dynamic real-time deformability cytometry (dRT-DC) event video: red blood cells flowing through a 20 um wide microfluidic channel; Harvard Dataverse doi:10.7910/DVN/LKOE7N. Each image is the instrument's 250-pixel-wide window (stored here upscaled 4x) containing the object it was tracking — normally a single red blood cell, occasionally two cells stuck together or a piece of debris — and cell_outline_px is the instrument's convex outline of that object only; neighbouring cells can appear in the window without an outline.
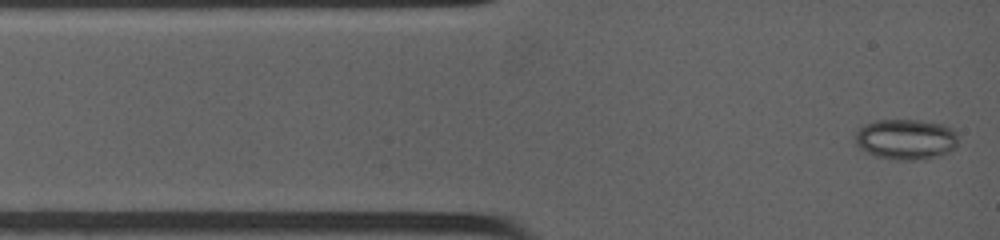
{"species": "common noctule bat (a hibernating species)", "species_latin": "Nyctalus noctula", "temperature_condition": "warm", "stored_images_in_passage": 6, "camera_frame_rate_fps": 4500, "um_per_image_px": 0.085, "animal": {"sex": "female", "body_mass_g": 19.0, "forearm_length_mm": 53.3}, "frame": {"image": 1, "passage_image": 1, "time_ms": 0.0, "image_size_px": [1000, 240], "cell_outline_px": [[956, 148], [948, 152], [924, 160], [896, 160], [876, 156], [860, 148], [856, 144], [856, 132], [864, 124], [876, 120], [920, 120], [940, 124], [952, 128], [956, 132]], "centroid_in_image_um": [77.0, 11.84], "position_along_channel_um": 8.0, "area_um2": 24.28}}
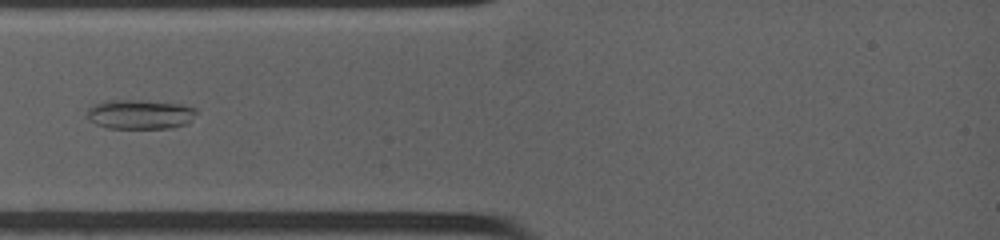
{"frame": {"image": 2, "passage_image": 5, "time_ms": 2.667, "image_size_px": [1000, 240], "cell_outline_px": [[196, 112], [192, 120], [188, 124], [172, 128], [108, 128], [96, 124], [88, 120], [88, 108], [92, 104], [108, 100], [136, 100], [184, 104], [196, 108]], "centroid_in_image_um": [11.91, 9.72], "position_along_channel_um": 73.1, "area_um2": 18.96}}